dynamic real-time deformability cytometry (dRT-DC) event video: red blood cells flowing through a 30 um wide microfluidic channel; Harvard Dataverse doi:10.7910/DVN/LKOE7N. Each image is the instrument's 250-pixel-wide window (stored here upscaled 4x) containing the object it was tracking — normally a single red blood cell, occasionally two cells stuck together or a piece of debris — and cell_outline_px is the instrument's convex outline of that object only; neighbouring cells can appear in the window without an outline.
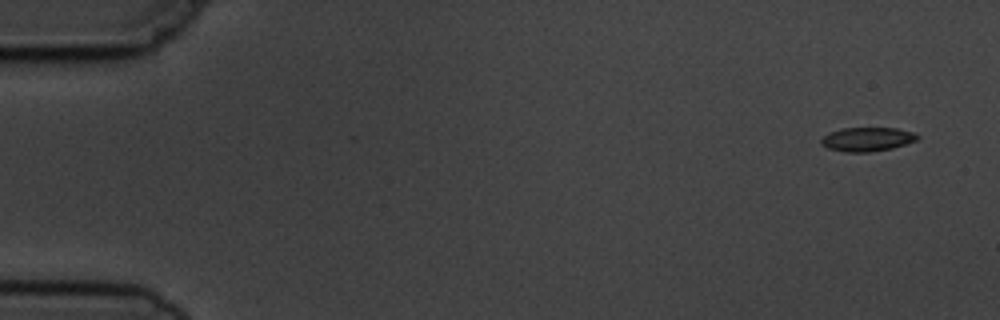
{"species": "common noctule bat (a hibernating species)", "species_latin": "Nyctalus noctula", "temperature_condition": "cold", "stored_images_in_passage": 4, "camera_frame_rate_fps": 3000, "um_per_image_px": 0.085, "animal": {"sex": "male", "body_mass_g": 19.5, "forearm_length_mm": 54.6}, "frame": {"image": 1, "passage_image": 1, "time_ms": 0.0, "image_size_px": [1000, 320], "cell_outline_px": [[920, 136], [916, 140], [892, 148], [872, 152], [844, 152], [828, 148], [820, 144], [820, 140], [824, 136], [840, 128], [896, 128], [916, 132]], "centroid_in_image_um": [73.72, 11.83], "position_along_channel_um": 11.3, "area_um2": 13.47}}